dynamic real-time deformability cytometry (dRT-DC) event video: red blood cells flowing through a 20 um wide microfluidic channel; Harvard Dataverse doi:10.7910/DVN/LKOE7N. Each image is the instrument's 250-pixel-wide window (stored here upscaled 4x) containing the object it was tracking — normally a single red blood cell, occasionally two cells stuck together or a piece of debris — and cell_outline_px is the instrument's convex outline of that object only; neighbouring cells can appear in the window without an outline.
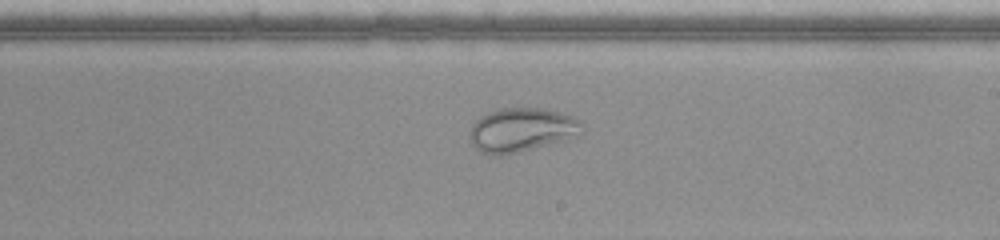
{"species": "common noctule bat (a hibernating species)", "species_latin": "Nyctalus noctula", "temperature_condition": "warm", "stored_images_in_passage": 39, "camera_frame_rate_fps": 3000, "um_per_image_px": 0.085, "animal": {"sex": "female", "body_mass_g": 22.0, "forearm_length_mm": 56.7}, "frame": {"image": 1, "passage_image": 18, "time_ms": 5.667, "image_size_px": [1000, 240], "cell_outline_px": [[584, 132], [580, 136], [568, 140], [500, 156], [496, 156], [484, 152], [476, 148], [472, 144], [472, 124], [480, 116], [488, 112], [500, 108], [544, 108], [572, 116], [580, 120]], "centroid_in_image_um": [44.4, 11.04], "position_along_channel_um": 244.6, "area_um2": 28.78}}
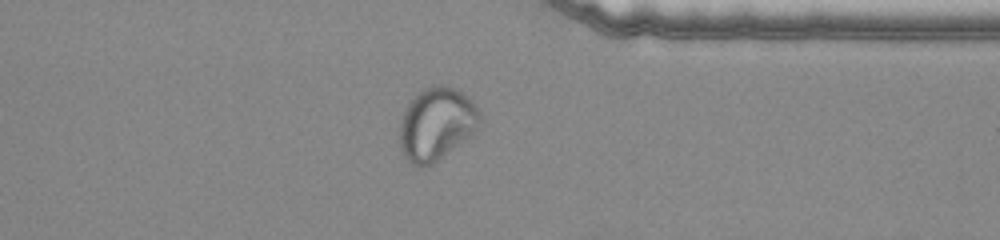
{"frame": {"image": 2, "passage_image": 28, "time_ms": 9.0, "image_size_px": [1000, 240], "cell_outline_px": [[480, 120], [472, 132], [468, 136], [432, 164], [424, 168], [420, 168], [412, 164], [404, 156], [400, 148], [400, 120], [408, 104], [424, 88], [440, 84], [452, 88], [460, 92], [472, 100], [480, 112]], "centroid_in_image_um": [37.06, 10.55], "position_along_channel_um": 374.3, "area_um2": 33.23}}